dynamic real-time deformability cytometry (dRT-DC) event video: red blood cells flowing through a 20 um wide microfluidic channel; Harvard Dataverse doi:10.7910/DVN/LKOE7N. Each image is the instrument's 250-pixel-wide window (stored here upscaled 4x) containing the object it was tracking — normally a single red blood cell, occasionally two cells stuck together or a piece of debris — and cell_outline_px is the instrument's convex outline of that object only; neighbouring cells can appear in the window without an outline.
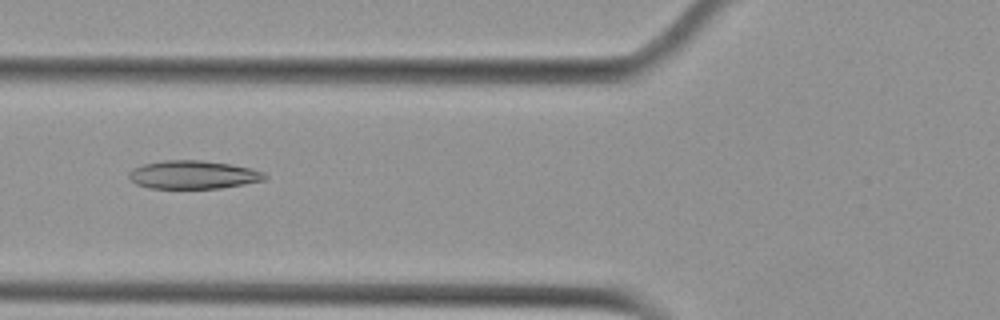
{"species": "Egyptian fruit bat (a non-hibernating species)", "species_latin": "Rousettus aegyptiacus", "temperature_condition": "cold", "stored_images_in_passage": 55, "camera_frame_rate_fps": 3000, "um_per_image_px": 0.085, "animal": {"sex": "female"}, "frame": {"image": 1, "passage_image": 21, "time_ms": 6.667, "image_size_px": [1000, 320], "cell_outline_px": [[268, 176], [264, 180], [244, 184], [220, 188], [148, 188], [136, 184], [128, 176], [128, 172], [132, 168], [144, 164], [164, 160], [200, 160], [232, 164], [252, 168], [264, 172]], "centroid_in_image_um": [16.43, 14.85], "position_along_channel_um": 109.4, "area_um2": 22.48}}
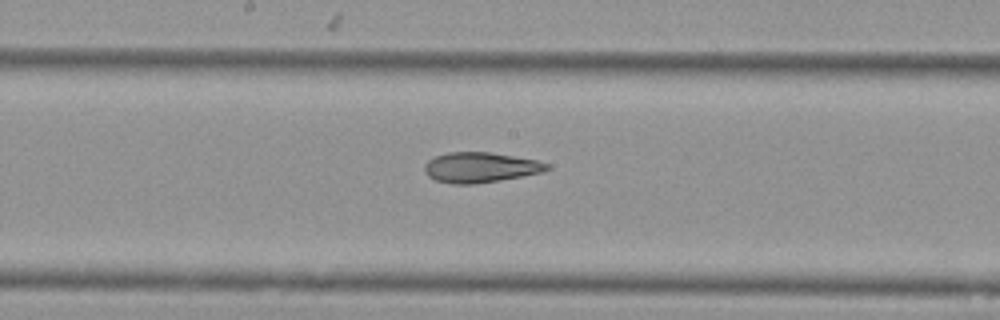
{"frame": {"image": 2, "passage_image": 29, "time_ms": 9.333, "image_size_px": [1000, 320], "cell_outline_px": [[552, 168], [544, 172], [472, 184], [452, 184], [436, 180], [428, 176], [424, 172], [424, 164], [428, 160], [436, 156], [448, 152], [492, 152], [536, 160], [548, 164]], "centroid_in_image_um": [40.81, 14.22], "position_along_channel_um": 207.4, "area_um2": 21.44}}
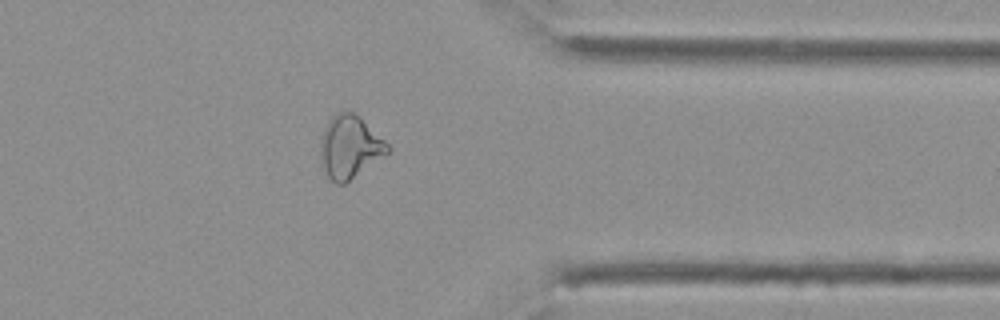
{"frame": {"image": 3, "passage_image": 44, "time_ms": 14.333, "image_size_px": [1000, 320], "cell_outline_px": [[392, 152], [344, 184], [336, 184], [328, 176], [320, 164], [320, 140], [324, 128], [328, 120], [336, 112], [352, 112], [360, 116], [392, 148]], "centroid_in_image_um": [29.74, 12.5], "position_along_channel_um": 381.7, "area_um2": 24.91}, "authors_computed_cell_mechanics": {"area_um2": 24.7962, "velocity_mm_per_s": 3.6681, "shape_relaxation_time_tau1_ms": null, "shape_relaxation_time_tau2_ms": 3.3564, "deformation_change_tau1": null, "deformation_change_tau2": 0.102}}